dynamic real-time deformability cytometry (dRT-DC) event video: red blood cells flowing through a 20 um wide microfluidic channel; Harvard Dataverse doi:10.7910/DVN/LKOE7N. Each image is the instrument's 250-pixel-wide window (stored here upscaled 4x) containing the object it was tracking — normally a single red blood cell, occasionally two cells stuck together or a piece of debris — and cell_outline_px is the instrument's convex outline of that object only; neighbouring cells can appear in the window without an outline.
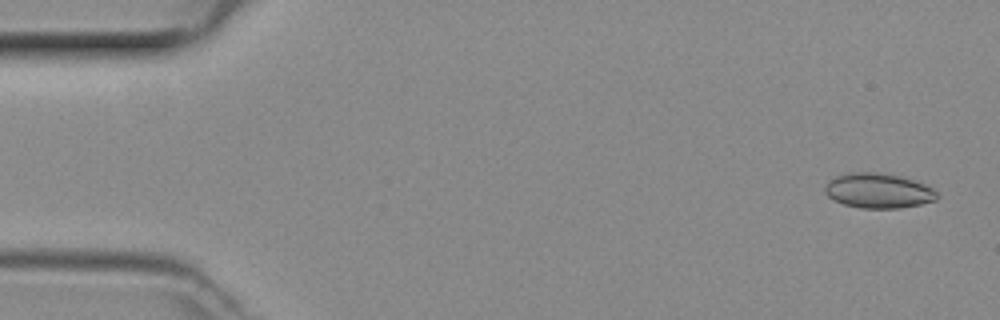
{"species": "common noctule bat (a hibernating species)", "species_latin": "Nyctalus noctula", "temperature_condition": "room temperature", "stored_images_in_passage": 48, "camera_frame_rate_fps": 3000, "um_per_image_px": 0.085, "animal": {"sex": "female", "body_mass_g": 29.2, "forearm_length_mm": 56.3}, "frame": {"image": 1, "passage_image": 2, "time_ms": 0.333, "image_size_px": [1000, 320], "cell_outline_px": [[940, 196], [936, 200], [920, 204], [900, 208], [860, 208], [844, 204], [828, 196], [824, 192], [824, 188], [836, 176], [848, 172], [876, 172], [900, 176], [916, 180], [932, 188]], "centroid_in_image_um": [74.69, 16.21], "position_along_channel_um": 10.3, "area_um2": 22.72}}
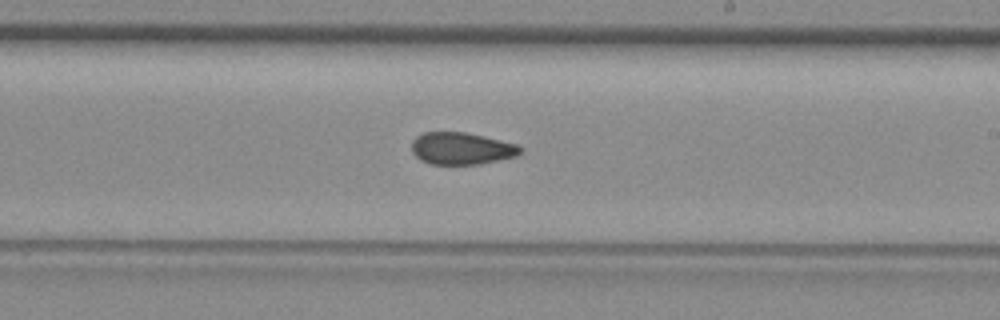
{"frame": {"image": 2, "passage_image": 28, "time_ms": 9.0, "image_size_px": [1000, 320], "cell_outline_px": [[524, 152], [516, 156], [480, 164], [432, 164], [420, 160], [412, 152], [412, 140], [416, 136], [424, 132], [464, 132], [484, 136], [516, 144], [524, 148]], "centroid_in_image_um": [39.24, 12.62], "position_along_channel_um": 249.8, "area_um2": 20.4}}
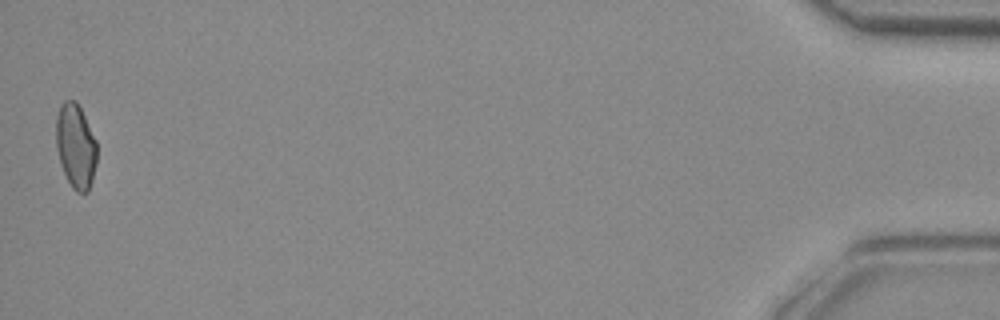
{"frame": {"image": 3, "passage_image": 48, "time_ms": 15.667, "image_size_px": [1000, 320], "cell_outline_px": [[96, 164], [92, 180], [88, 192], [76, 192], [72, 188], [60, 164], [56, 148], [56, 116], [60, 104], [64, 100], [76, 100], [96, 140]], "centroid_in_image_um": [6.42, 12.41], "position_along_channel_um": 428.8, "area_um2": 20.11}}